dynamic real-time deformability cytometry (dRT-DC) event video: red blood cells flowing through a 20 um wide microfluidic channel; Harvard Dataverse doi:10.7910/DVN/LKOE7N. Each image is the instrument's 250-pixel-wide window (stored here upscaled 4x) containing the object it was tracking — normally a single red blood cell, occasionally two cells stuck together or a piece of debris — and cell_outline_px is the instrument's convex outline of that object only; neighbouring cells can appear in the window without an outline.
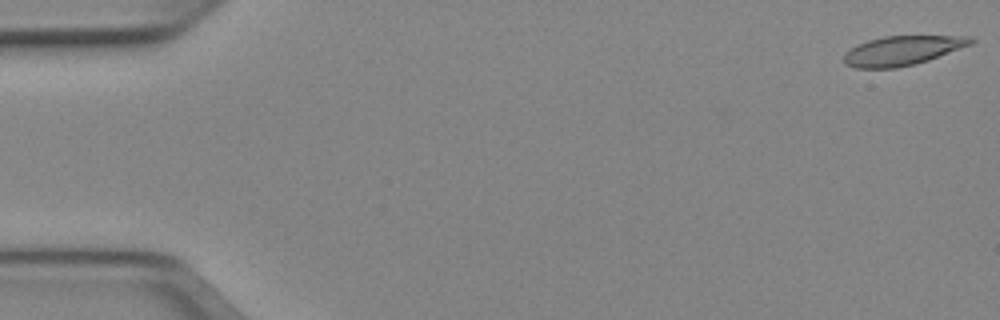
{"species": "Egyptian fruit bat (a non-hibernating species)", "species_latin": "Rousettus aegyptiacus", "temperature_condition": "cold", "stored_images_in_passage": 51, "camera_frame_rate_fps": 3000, "um_per_image_px": 0.085, "animal": {"sex": "female"}, "frame": {"image": 1, "passage_image": 1, "time_ms": 0.0, "image_size_px": [1000, 320], "cell_outline_px": [[976, 40], [972, 44], [928, 60], [896, 68], [856, 68], [844, 64], [844, 56], [856, 44], [868, 40], [884, 36], [968, 36]], "centroid_in_image_um": [76.69, 4.29], "position_along_channel_um": 8.3, "area_um2": 21.5}}
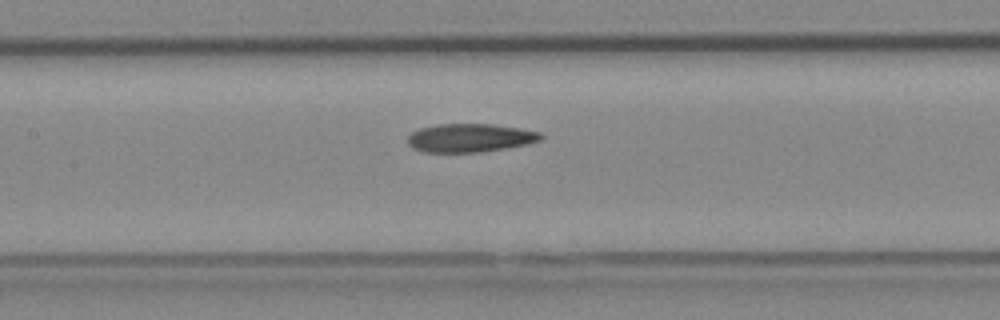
{"frame": {"image": 2, "passage_image": 24, "time_ms": 7.667, "image_size_px": [1000, 320], "cell_outline_px": [[544, 136], [540, 140], [524, 144], [504, 148], [480, 152], [424, 152], [412, 148], [408, 144], [408, 136], [412, 132], [420, 128], [436, 124], [492, 124], [520, 128], [540, 132]], "centroid_in_image_um": [39.92, 11.71], "position_along_channel_um": 167.5, "area_um2": 21.96}}
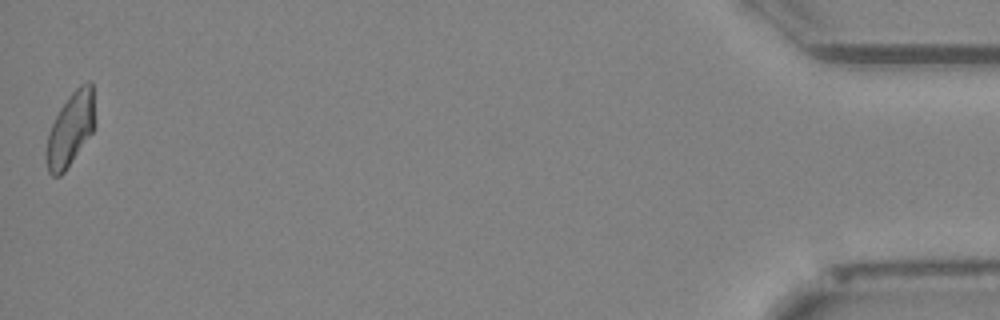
{"frame": {"image": 3, "passage_image": 51, "time_ms": 16.667, "image_size_px": [1000, 320], "cell_outline_px": [[96, 124], [92, 132], [64, 172], [60, 176], [52, 176], [48, 172], [44, 152], [48, 136], [52, 124], [60, 108], [68, 96], [80, 84], [88, 80], [92, 80]], "centroid_in_image_um": [6.0, 10.95], "position_along_channel_um": 429.2, "area_um2": 21.04}, "authors_computed_cell_mechanics": {"area_um2": 22.1952, "velocity_mm_per_s": 3.9441, "shape_relaxation_time_tau1_ms": 7.9946, "shape_relaxation_time_tau2_ms": 5.6722, "deformation_change_tau1": 0.2086, "deformation_change_tau2": 0.1426}}